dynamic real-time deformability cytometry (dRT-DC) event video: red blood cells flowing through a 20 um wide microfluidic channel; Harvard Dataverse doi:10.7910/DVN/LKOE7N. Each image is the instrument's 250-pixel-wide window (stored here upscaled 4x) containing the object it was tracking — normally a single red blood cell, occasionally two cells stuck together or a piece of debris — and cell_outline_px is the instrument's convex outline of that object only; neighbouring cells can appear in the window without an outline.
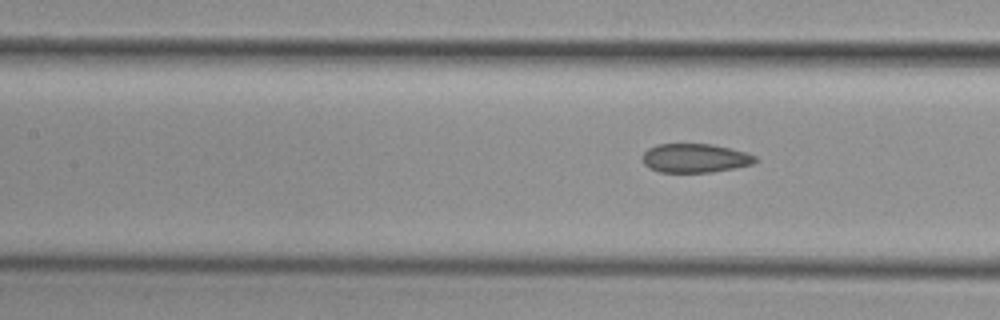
{"species": "common noctule bat (a hibernating species)", "species_latin": "Nyctalus noctula", "temperature_condition": "cold", "stored_images_in_passage": 8, "segment_of_instrument_passage": [2, 2], "camera_frame_rate_fps": 3000, "um_per_image_px": 0.085, "animal": {"sex": "female", "body_mass_g": 29.2, "forearm_length_mm": 56.3}, "frame": {"image": 1, "passage_image": 8, "time_ms": 8.667, "image_size_px": [1000, 320], "cell_outline_px": [[756, 160], [752, 164], [712, 172], [660, 172], [648, 168], [644, 164], [644, 152], [648, 148], [656, 144], [712, 144], [744, 152], [756, 156]], "centroid_in_image_um": [59.04, 13.44], "position_along_channel_um": 148.4, "area_um2": 18.79}}